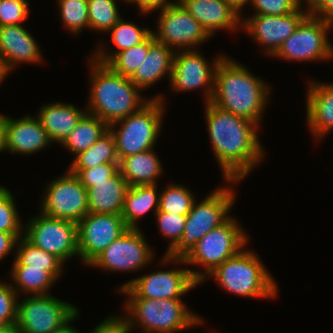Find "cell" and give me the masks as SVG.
Segmentation results:
<instances>
[{
    "label": "cell",
    "instance_id": "1",
    "mask_svg": "<svg viewBox=\"0 0 333 333\" xmlns=\"http://www.w3.org/2000/svg\"><path fill=\"white\" fill-rule=\"evenodd\" d=\"M208 135L225 181H242L264 159L259 126L248 119L204 103Z\"/></svg>",
    "mask_w": 333,
    "mask_h": 333
},
{
    "label": "cell",
    "instance_id": "2",
    "mask_svg": "<svg viewBox=\"0 0 333 333\" xmlns=\"http://www.w3.org/2000/svg\"><path fill=\"white\" fill-rule=\"evenodd\" d=\"M270 90L266 82L250 73L243 64L225 55L215 70L214 94L210 102L260 127Z\"/></svg>",
    "mask_w": 333,
    "mask_h": 333
},
{
    "label": "cell",
    "instance_id": "3",
    "mask_svg": "<svg viewBox=\"0 0 333 333\" xmlns=\"http://www.w3.org/2000/svg\"><path fill=\"white\" fill-rule=\"evenodd\" d=\"M91 61V62H90ZM90 94L86 112L97 116L109 126L137 112L150 99L143 98L141 90L126 77L114 72L108 65L91 58Z\"/></svg>",
    "mask_w": 333,
    "mask_h": 333
},
{
    "label": "cell",
    "instance_id": "4",
    "mask_svg": "<svg viewBox=\"0 0 333 333\" xmlns=\"http://www.w3.org/2000/svg\"><path fill=\"white\" fill-rule=\"evenodd\" d=\"M247 235L236 219L230 216L223 224L203 236L184 259L172 258L165 254L164 258H161V264L168 265L175 262L179 265L202 266L205 268L202 272L189 269L192 277L202 284L216 267L238 254L246 246L249 240Z\"/></svg>",
    "mask_w": 333,
    "mask_h": 333
},
{
    "label": "cell",
    "instance_id": "5",
    "mask_svg": "<svg viewBox=\"0 0 333 333\" xmlns=\"http://www.w3.org/2000/svg\"><path fill=\"white\" fill-rule=\"evenodd\" d=\"M267 269L258 254L244 247L207 277H214L222 289L232 294L246 298L272 299L278 294V285Z\"/></svg>",
    "mask_w": 333,
    "mask_h": 333
},
{
    "label": "cell",
    "instance_id": "6",
    "mask_svg": "<svg viewBox=\"0 0 333 333\" xmlns=\"http://www.w3.org/2000/svg\"><path fill=\"white\" fill-rule=\"evenodd\" d=\"M163 98L161 94L151 97L137 112L109 126L115 139L119 161L130 155L153 149L161 133L163 115L166 111Z\"/></svg>",
    "mask_w": 333,
    "mask_h": 333
},
{
    "label": "cell",
    "instance_id": "7",
    "mask_svg": "<svg viewBox=\"0 0 333 333\" xmlns=\"http://www.w3.org/2000/svg\"><path fill=\"white\" fill-rule=\"evenodd\" d=\"M233 187L216 188L199 201H194L186 215L184 233L179 243L166 255L172 258H185L196 243L215 227L223 224L230 216V208L235 202Z\"/></svg>",
    "mask_w": 333,
    "mask_h": 333
},
{
    "label": "cell",
    "instance_id": "8",
    "mask_svg": "<svg viewBox=\"0 0 333 333\" xmlns=\"http://www.w3.org/2000/svg\"><path fill=\"white\" fill-rule=\"evenodd\" d=\"M330 27L333 20L308 14L274 56L301 62L330 60L333 58V45L328 38Z\"/></svg>",
    "mask_w": 333,
    "mask_h": 333
},
{
    "label": "cell",
    "instance_id": "9",
    "mask_svg": "<svg viewBox=\"0 0 333 333\" xmlns=\"http://www.w3.org/2000/svg\"><path fill=\"white\" fill-rule=\"evenodd\" d=\"M79 310L52 294L27 296L17 304L16 325L21 333H52Z\"/></svg>",
    "mask_w": 333,
    "mask_h": 333
},
{
    "label": "cell",
    "instance_id": "10",
    "mask_svg": "<svg viewBox=\"0 0 333 333\" xmlns=\"http://www.w3.org/2000/svg\"><path fill=\"white\" fill-rule=\"evenodd\" d=\"M40 215V216H39ZM34 215L24 225V237L36 247L55 255L63 263L78 256L77 223L45 216Z\"/></svg>",
    "mask_w": 333,
    "mask_h": 333
},
{
    "label": "cell",
    "instance_id": "11",
    "mask_svg": "<svg viewBox=\"0 0 333 333\" xmlns=\"http://www.w3.org/2000/svg\"><path fill=\"white\" fill-rule=\"evenodd\" d=\"M42 198L40 213L78 223L88 213L87 189L69 170L50 181Z\"/></svg>",
    "mask_w": 333,
    "mask_h": 333
},
{
    "label": "cell",
    "instance_id": "12",
    "mask_svg": "<svg viewBox=\"0 0 333 333\" xmlns=\"http://www.w3.org/2000/svg\"><path fill=\"white\" fill-rule=\"evenodd\" d=\"M198 285L200 284L192 277L188 268H172L129 280L119 286L117 291L124 293L128 298L160 300L181 298Z\"/></svg>",
    "mask_w": 333,
    "mask_h": 333
},
{
    "label": "cell",
    "instance_id": "13",
    "mask_svg": "<svg viewBox=\"0 0 333 333\" xmlns=\"http://www.w3.org/2000/svg\"><path fill=\"white\" fill-rule=\"evenodd\" d=\"M153 250L141 229H127L100 253L88 266L109 272L139 271L153 260Z\"/></svg>",
    "mask_w": 333,
    "mask_h": 333
},
{
    "label": "cell",
    "instance_id": "14",
    "mask_svg": "<svg viewBox=\"0 0 333 333\" xmlns=\"http://www.w3.org/2000/svg\"><path fill=\"white\" fill-rule=\"evenodd\" d=\"M158 18L157 32L152 31L155 40L174 51L195 50L211 37L179 2L162 9Z\"/></svg>",
    "mask_w": 333,
    "mask_h": 333
},
{
    "label": "cell",
    "instance_id": "15",
    "mask_svg": "<svg viewBox=\"0 0 333 333\" xmlns=\"http://www.w3.org/2000/svg\"><path fill=\"white\" fill-rule=\"evenodd\" d=\"M195 50H177L174 54L173 69L169 83L176 92L196 90L203 87L205 103L211 101L214 94L215 70L218 63L225 56L218 55L213 63Z\"/></svg>",
    "mask_w": 333,
    "mask_h": 333
},
{
    "label": "cell",
    "instance_id": "16",
    "mask_svg": "<svg viewBox=\"0 0 333 333\" xmlns=\"http://www.w3.org/2000/svg\"><path fill=\"white\" fill-rule=\"evenodd\" d=\"M81 263L89 265L128 228L122 214L88 213L77 223Z\"/></svg>",
    "mask_w": 333,
    "mask_h": 333
},
{
    "label": "cell",
    "instance_id": "17",
    "mask_svg": "<svg viewBox=\"0 0 333 333\" xmlns=\"http://www.w3.org/2000/svg\"><path fill=\"white\" fill-rule=\"evenodd\" d=\"M302 7L290 14L281 16L250 15L248 18L241 20V28L249 33L260 46H263L267 55L274 57L283 42L309 14L308 9L305 8L304 10Z\"/></svg>",
    "mask_w": 333,
    "mask_h": 333
},
{
    "label": "cell",
    "instance_id": "18",
    "mask_svg": "<svg viewBox=\"0 0 333 333\" xmlns=\"http://www.w3.org/2000/svg\"><path fill=\"white\" fill-rule=\"evenodd\" d=\"M32 34L20 25L0 26V58L6 71L19 63H41L43 55Z\"/></svg>",
    "mask_w": 333,
    "mask_h": 333
},
{
    "label": "cell",
    "instance_id": "19",
    "mask_svg": "<svg viewBox=\"0 0 333 333\" xmlns=\"http://www.w3.org/2000/svg\"><path fill=\"white\" fill-rule=\"evenodd\" d=\"M212 37L219 30L241 29V16L225 0H179ZM214 34V35H213Z\"/></svg>",
    "mask_w": 333,
    "mask_h": 333
},
{
    "label": "cell",
    "instance_id": "20",
    "mask_svg": "<svg viewBox=\"0 0 333 333\" xmlns=\"http://www.w3.org/2000/svg\"><path fill=\"white\" fill-rule=\"evenodd\" d=\"M52 141L37 116L24 115L19 119L8 116L6 151L13 154L32 155L43 150Z\"/></svg>",
    "mask_w": 333,
    "mask_h": 333
},
{
    "label": "cell",
    "instance_id": "21",
    "mask_svg": "<svg viewBox=\"0 0 333 333\" xmlns=\"http://www.w3.org/2000/svg\"><path fill=\"white\" fill-rule=\"evenodd\" d=\"M306 104V124L320 141L333 128V83L310 81Z\"/></svg>",
    "mask_w": 333,
    "mask_h": 333
},
{
    "label": "cell",
    "instance_id": "22",
    "mask_svg": "<svg viewBox=\"0 0 333 333\" xmlns=\"http://www.w3.org/2000/svg\"><path fill=\"white\" fill-rule=\"evenodd\" d=\"M128 188L120 171L105 181L92 182L87 189L89 213L122 214Z\"/></svg>",
    "mask_w": 333,
    "mask_h": 333
},
{
    "label": "cell",
    "instance_id": "23",
    "mask_svg": "<svg viewBox=\"0 0 333 333\" xmlns=\"http://www.w3.org/2000/svg\"><path fill=\"white\" fill-rule=\"evenodd\" d=\"M85 113L72 103L56 102L43 105L36 116L51 141L61 144Z\"/></svg>",
    "mask_w": 333,
    "mask_h": 333
},
{
    "label": "cell",
    "instance_id": "24",
    "mask_svg": "<svg viewBox=\"0 0 333 333\" xmlns=\"http://www.w3.org/2000/svg\"><path fill=\"white\" fill-rule=\"evenodd\" d=\"M175 51L165 44L155 41L150 47L146 59L130 77L131 81L141 90L151 87L158 80L168 75L171 79Z\"/></svg>",
    "mask_w": 333,
    "mask_h": 333
},
{
    "label": "cell",
    "instance_id": "25",
    "mask_svg": "<svg viewBox=\"0 0 333 333\" xmlns=\"http://www.w3.org/2000/svg\"><path fill=\"white\" fill-rule=\"evenodd\" d=\"M126 299L124 309L127 316H111L118 324L120 333H131L132 329L137 326L143 328L142 330L145 333H159V306L157 300L148 298Z\"/></svg>",
    "mask_w": 333,
    "mask_h": 333
},
{
    "label": "cell",
    "instance_id": "26",
    "mask_svg": "<svg viewBox=\"0 0 333 333\" xmlns=\"http://www.w3.org/2000/svg\"><path fill=\"white\" fill-rule=\"evenodd\" d=\"M154 148L130 155L119 161V171L129 186L157 184L163 173L162 163Z\"/></svg>",
    "mask_w": 333,
    "mask_h": 333
},
{
    "label": "cell",
    "instance_id": "27",
    "mask_svg": "<svg viewBox=\"0 0 333 333\" xmlns=\"http://www.w3.org/2000/svg\"><path fill=\"white\" fill-rule=\"evenodd\" d=\"M157 184L129 186L125 196L122 217L129 229H139L137 221L154 209V215L159 208L160 193Z\"/></svg>",
    "mask_w": 333,
    "mask_h": 333
},
{
    "label": "cell",
    "instance_id": "28",
    "mask_svg": "<svg viewBox=\"0 0 333 333\" xmlns=\"http://www.w3.org/2000/svg\"><path fill=\"white\" fill-rule=\"evenodd\" d=\"M159 306V333H177L202 325L203 320L190 310L182 298L157 300Z\"/></svg>",
    "mask_w": 333,
    "mask_h": 333
},
{
    "label": "cell",
    "instance_id": "29",
    "mask_svg": "<svg viewBox=\"0 0 333 333\" xmlns=\"http://www.w3.org/2000/svg\"><path fill=\"white\" fill-rule=\"evenodd\" d=\"M111 34L112 42L117 47V51L105 52L107 49L100 43L97 47L94 56H91L95 61L107 64L118 52L129 49L143 42L151 33L150 28L138 27L133 22L124 21L123 17L108 31ZM106 49V50H105Z\"/></svg>",
    "mask_w": 333,
    "mask_h": 333
},
{
    "label": "cell",
    "instance_id": "30",
    "mask_svg": "<svg viewBox=\"0 0 333 333\" xmlns=\"http://www.w3.org/2000/svg\"><path fill=\"white\" fill-rule=\"evenodd\" d=\"M108 130L106 122L86 112L61 145L77 156L93 146Z\"/></svg>",
    "mask_w": 333,
    "mask_h": 333
},
{
    "label": "cell",
    "instance_id": "31",
    "mask_svg": "<svg viewBox=\"0 0 333 333\" xmlns=\"http://www.w3.org/2000/svg\"><path fill=\"white\" fill-rule=\"evenodd\" d=\"M10 277L14 281L12 287L17 294L29 293V296L50 294V287L57 281L49 271L25 265H12Z\"/></svg>",
    "mask_w": 333,
    "mask_h": 333
},
{
    "label": "cell",
    "instance_id": "32",
    "mask_svg": "<svg viewBox=\"0 0 333 333\" xmlns=\"http://www.w3.org/2000/svg\"><path fill=\"white\" fill-rule=\"evenodd\" d=\"M18 248L16 252V257L14 259L13 265H25L30 266V268L44 269L49 271L57 280L63 274V263L55 255L48 253L32 243H30L24 236L18 239Z\"/></svg>",
    "mask_w": 333,
    "mask_h": 333
},
{
    "label": "cell",
    "instance_id": "33",
    "mask_svg": "<svg viewBox=\"0 0 333 333\" xmlns=\"http://www.w3.org/2000/svg\"><path fill=\"white\" fill-rule=\"evenodd\" d=\"M105 163H119L115 139L110 130L89 149L75 156L68 169H89Z\"/></svg>",
    "mask_w": 333,
    "mask_h": 333
},
{
    "label": "cell",
    "instance_id": "34",
    "mask_svg": "<svg viewBox=\"0 0 333 333\" xmlns=\"http://www.w3.org/2000/svg\"><path fill=\"white\" fill-rule=\"evenodd\" d=\"M155 41V37L151 33L143 42L118 52L106 65L120 75L131 77L143 60L146 59L149 47Z\"/></svg>",
    "mask_w": 333,
    "mask_h": 333
},
{
    "label": "cell",
    "instance_id": "35",
    "mask_svg": "<svg viewBox=\"0 0 333 333\" xmlns=\"http://www.w3.org/2000/svg\"><path fill=\"white\" fill-rule=\"evenodd\" d=\"M160 193L158 211L171 212L177 215H187L192 208L195 196L181 184H168Z\"/></svg>",
    "mask_w": 333,
    "mask_h": 333
},
{
    "label": "cell",
    "instance_id": "36",
    "mask_svg": "<svg viewBox=\"0 0 333 333\" xmlns=\"http://www.w3.org/2000/svg\"><path fill=\"white\" fill-rule=\"evenodd\" d=\"M87 4L89 29L107 33L122 18L116 0H87Z\"/></svg>",
    "mask_w": 333,
    "mask_h": 333
},
{
    "label": "cell",
    "instance_id": "37",
    "mask_svg": "<svg viewBox=\"0 0 333 333\" xmlns=\"http://www.w3.org/2000/svg\"><path fill=\"white\" fill-rule=\"evenodd\" d=\"M60 18L71 33L78 34L82 29H89L87 0H58Z\"/></svg>",
    "mask_w": 333,
    "mask_h": 333
},
{
    "label": "cell",
    "instance_id": "38",
    "mask_svg": "<svg viewBox=\"0 0 333 333\" xmlns=\"http://www.w3.org/2000/svg\"><path fill=\"white\" fill-rule=\"evenodd\" d=\"M0 185V231L14 234L18 239L24 235V225L18 215L13 194Z\"/></svg>",
    "mask_w": 333,
    "mask_h": 333
},
{
    "label": "cell",
    "instance_id": "39",
    "mask_svg": "<svg viewBox=\"0 0 333 333\" xmlns=\"http://www.w3.org/2000/svg\"><path fill=\"white\" fill-rule=\"evenodd\" d=\"M160 233L169 239L166 254L169 253L181 240L186 224V215H177L171 212L157 211L155 213Z\"/></svg>",
    "mask_w": 333,
    "mask_h": 333
},
{
    "label": "cell",
    "instance_id": "40",
    "mask_svg": "<svg viewBox=\"0 0 333 333\" xmlns=\"http://www.w3.org/2000/svg\"><path fill=\"white\" fill-rule=\"evenodd\" d=\"M305 0H252L257 15L281 16L298 10Z\"/></svg>",
    "mask_w": 333,
    "mask_h": 333
},
{
    "label": "cell",
    "instance_id": "41",
    "mask_svg": "<svg viewBox=\"0 0 333 333\" xmlns=\"http://www.w3.org/2000/svg\"><path fill=\"white\" fill-rule=\"evenodd\" d=\"M28 17V0H2L0 5V26L20 25Z\"/></svg>",
    "mask_w": 333,
    "mask_h": 333
},
{
    "label": "cell",
    "instance_id": "42",
    "mask_svg": "<svg viewBox=\"0 0 333 333\" xmlns=\"http://www.w3.org/2000/svg\"><path fill=\"white\" fill-rule=\"evenodd\" d=\"M75 174L86 189L92 182H101L113 177L119 171V163H105L89 169H68Z\"/></svg>",
    "mask_w": 333,
    "mask_h": 333
},
{
    "label": "cell",
    "instance_id": "43",
    "mask_svg": "<svg viewBox=\"0 0 333 333\" xmlns=\"http://www.w3.org/2000/svg\"><path fill=\"white\" fill-rule=\"evenodd\" d=\"M18 294L12 284L0 281V319L7 325L16 324Z\"/></svg>",
    "mask_w": 333,
    "mask_h": 333
},
{
    "label": "cell",
    "instance_id": "44",
    "mask_svg": "<svg viewBox=\"0 0 333 333\" xmlns=\"http://www.w3.org/2000/svg\"><path fill=\"white\" fill-rule=\"evenodd\" d=\"M309 14L333 20V0H305Z\"/></svg>",
    "mask_w": 333,
    "mask_h": 333
},
{
    "label": "cell",
    "instance_id": "45",
    "mask_svg": "<svg viewBox=\"0 0 333 333\" xmlns=\"http://www.w3.org/2000/svg\"><path fill=\"white\" fill-rule=\"evenodd\" d=\"M179 0H176V2L168 1V0H129L128 4H136L138 9H140V12L142 14H150L153 11H159L162 9H165L169 6H173L177 4Z\"/></svg>",
    "mask_w": 333,
    "mask_h": 333
},
{
    "label": "cell",
    "instance_id": "46",
    "mask_svg": "<svg viewBox=\"0 0 333 333\" xmlns=\"http://www.w3.org/2000/svg\"><path fill=\"white\" fill-rule=\"evenodd\" d=\"M18 238L12 233L0 231V260H3L17 245Z\"/></svg>",
    "mask_w": 333,
    "mask_h": 333
},
{
    "label": "cell",
    "instance_id": "47",
    "mask_svg": "<svg viewBox=\"0 0 333 333\" xmlns=\"http://www.w3.org/2000/svg\"><path fill=\"white\" fill-rule=\"evenodd\" d=\"M89 333H120V330L118 324L109 316Z\"/></svg>",
    "mask_w": 333,
    "mask_h": 333
},
{
    "label": "cell",
    "instance_id": "48",
    "mask_svg": "<svg viewBox=\"0 0 333 333\" xmlns=\"http://www.w3.org/2000/svg\"><path fill=\"white\" fill-rule=\"evenodd\" d=\"M8 116L0 114V152L6 151V128Z\"/></svg>",
    "mask_w": 333,
    "mask_h": 333
},
{
    "label": "cell",
    "instance_id": "49",
    "mask_svg": "<svg viewBox=\"0 0 333 333\" xmlns=\"http://www.w3.org/2000/svg\"><path fill=\"white\" fill-rule=\"evenodd\" d=\"M79 312L69 321L67 322L64 326H62L60 329L55 330L52 333H79V330L72 327L70 323H73L74 320H77Z\"/></svg>",
    "mask_w": 333,
    "mask_h": 333
},
{
    "label": "cell",
    "instance_id": "50",
    "mask_svg": "<svg viewBox=\"0 0 333 333\" xmlns=\"http://www.w3.org/2000/svg\"><path fill=\"white\" fill-rule=\"evenodd\" d=\"M231 7H233L241 16V10L243 6L248 2L251 4L252 0H225Z\"/></svg>",
    "mask_w": 333,
    "mask_h": 333
},
{
    "label": "cell",
    "instance_id": "51",
    "mask_svg": "<svg viewBox=\"0 0 333 333\" xmlns=\"http://www.w3.org/2000/svg\"><path fill=\"white\" fill-rule=\"evenodd\" d=\"M0 333H21L16 324L7 325L5 328L0 330Z\"/></svg>",
    "mask_w": 333,
    "mask_h": 333
},
{
    "label": "cell",
    "instance_id": "52",
    "mask_svg": "<svg viewBox=\"0 0 333 333\" xmlns=\"http://www.w3.org/2000/svg\"><path fill=\"white\" fill-rule=\"evenodd\" d=\"M10 74L6 71L5 67L2 64L1 58H0V84L4 81V79L7 77V75Z\"/></svg>",
    "mask_w": 333,
    "mask_h": 333
},
{
    "label": "cell",
    "instance_id": "53",
    "mask_svg": "<svg viewBox=\"0 0 333 333\" xmlns=\"http://www.w3.org/2000/svg\"><path fill=\"white\" fill-rule=\"evenodd\" d=\"M6 326H7V324L2 319H0V330L5 328Z\"/></svg>",
    "mask_w": 333,
    "mask_h": 333
}]
</instances>
